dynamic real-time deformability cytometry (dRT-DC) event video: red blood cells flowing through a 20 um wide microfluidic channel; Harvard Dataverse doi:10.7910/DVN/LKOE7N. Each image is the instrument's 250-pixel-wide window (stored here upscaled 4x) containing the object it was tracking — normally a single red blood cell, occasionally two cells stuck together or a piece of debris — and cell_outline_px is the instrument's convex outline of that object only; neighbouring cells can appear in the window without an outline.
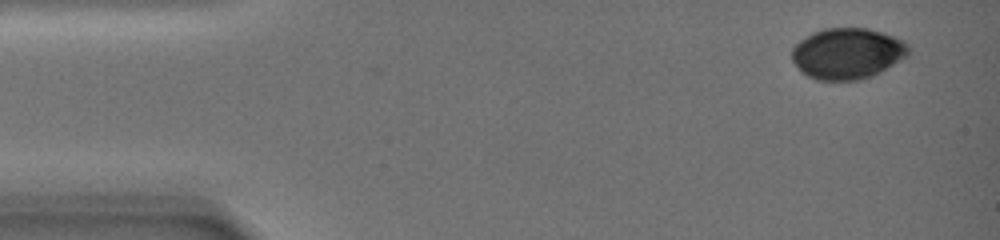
{"species": "common noctule bat (a hibernating species)", "species_latin": "Nyctalus noctula", "temperature_condition": "warm", "stored_images_in_passage": 2, "camera_frame_rate_fps": 3000, "um_per_image_px": 0.085, "animal": {"sex": "female", "body_mass_g": 19.0, "forearm_length_mm": 51.5}, "frame": {"image": 1, "passage_image": 2, "time_ms": 1.0, "image_size_px": [1000, 240], "cell_outline_px": [[908, 56], [880, 72], [872, 76], [860, 80], [816, 80], [800, 72], [792, 60], [792, 48], [800, 40], [812, 32], [824, 28], [868, 28], [884, 32], [904, 40], [908, 44]], "centroid_in_image_um": [72.03, 4.54], "position_along_channel_um": 13.0, "area_um2": 34.97}}